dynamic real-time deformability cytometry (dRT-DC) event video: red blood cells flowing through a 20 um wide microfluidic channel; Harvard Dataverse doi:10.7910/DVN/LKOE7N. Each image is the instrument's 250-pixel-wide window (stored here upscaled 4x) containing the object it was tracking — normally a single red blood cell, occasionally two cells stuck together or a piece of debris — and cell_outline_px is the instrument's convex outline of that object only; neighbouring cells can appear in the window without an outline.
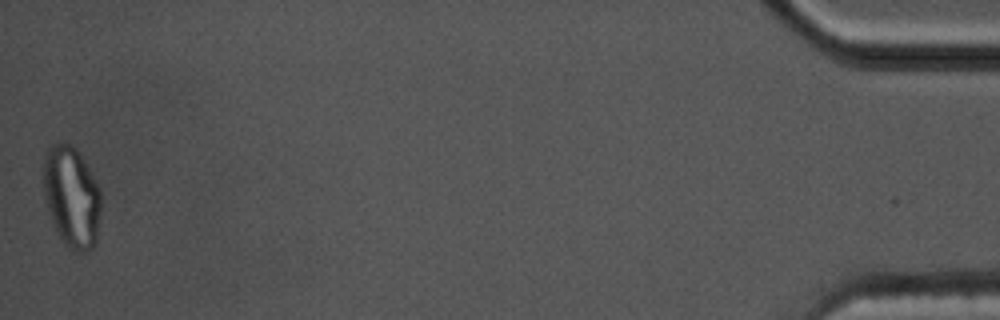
{"species": "common noctule bat (a hibernating species)", "species_latin": "Nyctalus noctula", "temperature_condition": "cold", "stored_images_in_passage": 58, "segment_of_instrument_passage": [2, 2], "camera_frame_rate_fps": 3000, "um_per_image_px": 0.085, "animal": {"sex": "male", "body_mass_g": 17.5, "forearm_length_mm": 52.3}, "frame": {"image": 1, "passage_image": 58, "time_ms": 19.0, "image_size_px": [1000, 320], "cell_outline_px": [[100, 216], [96, 240], [92, 248], [88, 252], [72, 252], [64, 244], [48, 212], [44, 196], [44, 156], [48, 144], [56, 140], [64, 140], [72, 144], [76, 148], [84, 160], [100, 188]], "centroid_in_image_um": [6.08, 16.68], "position_along_channel_um": 429.1, "area_um2": 34.51}}